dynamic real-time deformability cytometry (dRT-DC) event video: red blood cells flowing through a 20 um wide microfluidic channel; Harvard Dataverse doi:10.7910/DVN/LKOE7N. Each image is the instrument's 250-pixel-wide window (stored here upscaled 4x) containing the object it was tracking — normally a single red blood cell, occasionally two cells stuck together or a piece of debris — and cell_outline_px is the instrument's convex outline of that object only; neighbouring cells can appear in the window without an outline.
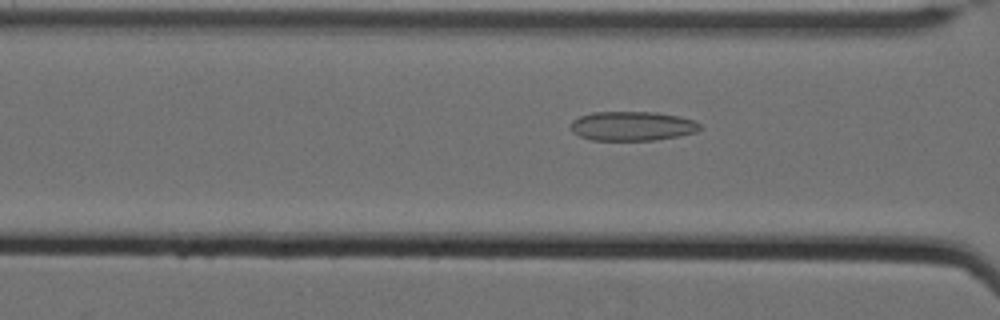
{"species": "Egyptian fruit bat (a non-hibernating species)", "species_latin": "Rousettus aegyptiacus", "temperature_condition": "cold", "stored_images_in_passage": 23, "camera_frame_rate_fps": 3000, "um_per_image_px": 0.085, "animal": {"sex": "female"}, "frame": {"image": 1, "passage_image": 20, "time_ms": 6.333, "image_size_px": [1000, 320], "cell_outline_px": [[700, 128], [696, 132], [680, 136], [656, 140], [592, 140], [580, 136], [572, 132], [572, 120], [580, 116], [592, 112], [656, 112], [680, 116], [692, 120], [700, 124]], "centroid_in_image_um": [53.75, 10.71], "position_along_channel_um": 112.9, "area_um2": 22.08}}